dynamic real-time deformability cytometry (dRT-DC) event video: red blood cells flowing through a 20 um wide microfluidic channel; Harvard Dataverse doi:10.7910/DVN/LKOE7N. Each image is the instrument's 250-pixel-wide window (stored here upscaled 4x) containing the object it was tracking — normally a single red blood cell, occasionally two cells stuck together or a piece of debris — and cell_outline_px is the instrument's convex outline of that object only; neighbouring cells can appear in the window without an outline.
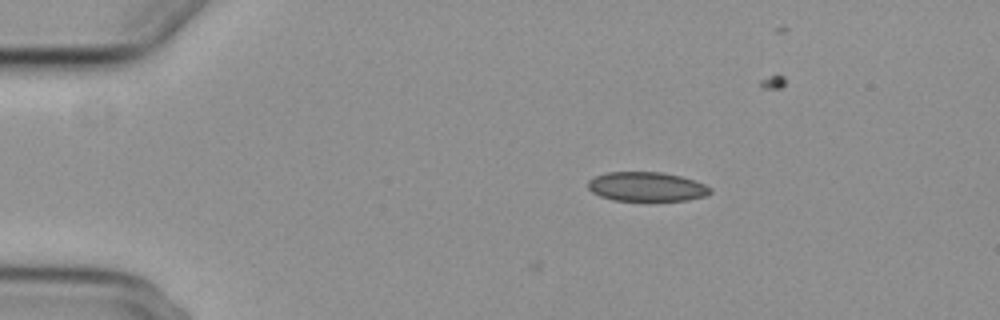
{"species": "common noctule bat (a hibernating species)", "species_latin": "Nyctalus noctula", "temperature_condition": "cold", "stored_images_in_passage": 5, "camera_frame_rate_fps": 3000, "um_per_image_px": 0.085, "animal": {"sex": "female", "body_mass_g": 29.2, "forearm_length_mm": 56.3}, "frame": {"image": 1, "passage_image": 2, "time_ms": 1.333, "image_size_px": [1000, 320], "cell_outline_px": [[712, 192], [704, 196], [688, 200], [612, 200], [600, 196], [592, 192], [588, 188], [588, 180], [596, 176], [608, 172], [664, 172], [680, 176], [704, 184], [712, 188]], "centroid_in_image_um": [54.95, 15.86], "position_along_channel_um": 30.0, "area_um2": 20.75}}
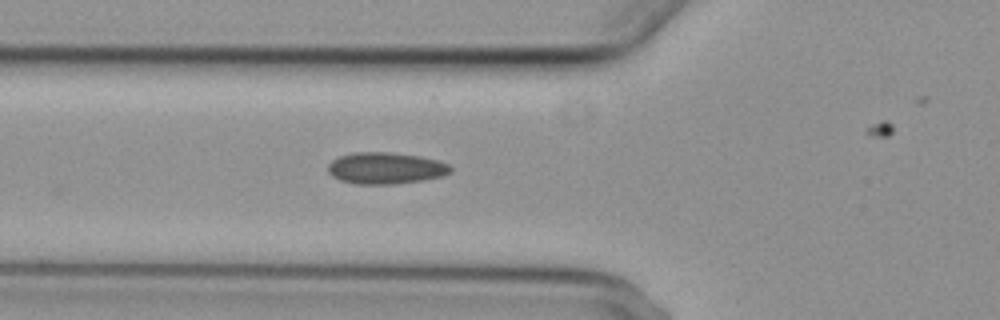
{"frame": {"image": 2, "passage_image": 5, "time_ms": 4.667, "image_size_px": [1000, 320], "cell_outline_px": [[452, 172], [440, 176], [424, 180], [396, 184], [356, 184], [340, 180], [332, 176], [328, 172], [328, 164], [332, 160], [340, 156], [352, 152], [388, 152], [420, 156], [436, 160], [448, 164], [452, 168]], "centroid_in_image_um": [32.76, 14.29], "position_along_channel_um": 93.0, "area_um2": 22.6}}